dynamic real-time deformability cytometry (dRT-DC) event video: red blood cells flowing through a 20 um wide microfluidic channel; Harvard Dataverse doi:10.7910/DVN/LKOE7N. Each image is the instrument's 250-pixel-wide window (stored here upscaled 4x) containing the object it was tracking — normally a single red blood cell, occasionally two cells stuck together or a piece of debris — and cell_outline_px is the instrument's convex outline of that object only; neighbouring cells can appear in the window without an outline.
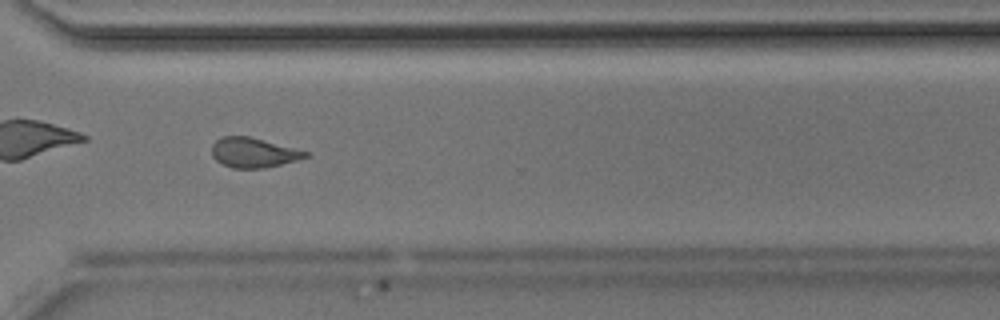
{"species": "Egyptian fruit bat (a non-hibernating species)", "species_latin": "Rousettus aegyptiacus", "temperature_condition": "room temperature", "stored_images_in_passage": 45, "camera_frame_rate_fps": 3000, "um_per_image_px": 0.085, "animal": {"sex": "male"}, "frame": {"image": 1, "passage_image": 32, "time_ms": 10.333, "image_size_px": [1000, 320], "cell_outline_px": [[308, 156], [296, 160], [264, 168], [232, 168], [216, 160], [212, 156], [212, 144], [220, 136], [248, 136], [308, 152]], "centroid_in_image_um": [21.48, 12.97], "position_along_channel_um": 349.1, "area_um2": 15.95}}